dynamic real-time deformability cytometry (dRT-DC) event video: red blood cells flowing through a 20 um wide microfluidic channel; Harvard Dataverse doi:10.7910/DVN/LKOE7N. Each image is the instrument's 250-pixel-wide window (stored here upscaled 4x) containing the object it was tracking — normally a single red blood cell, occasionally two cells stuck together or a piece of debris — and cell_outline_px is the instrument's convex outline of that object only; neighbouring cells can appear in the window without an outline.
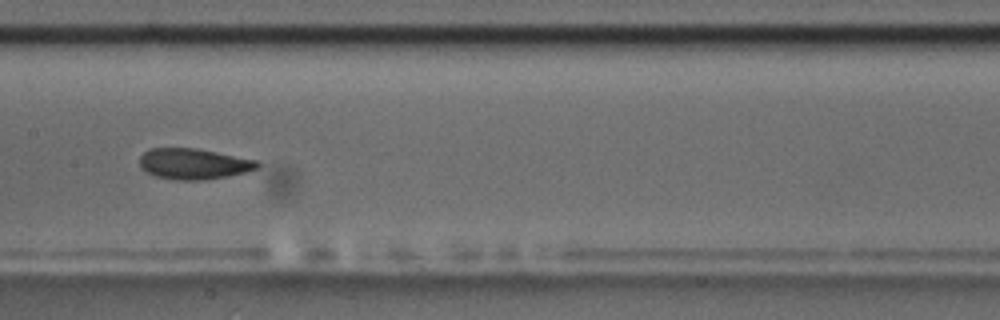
{"species": "common noctule bat (a hibernating species)", "species_latin": "Nyctalus noctula", "temperature_condition": "room temperature", "stored_images_in_passage": 24, "camera_frame_rate_fps": 3000, "um_per_image_px": 0.085, "animal": {"sex": "male", "body_mass_g": 17.5, "forearm_length_mm": 52.3}, "frame": {"image": 1, "passage_image": 14, "time_ms": 4.333, "image_size_px": [1000, 320], "cell_outline_px": [[260, 164], [256, 168], [244, 172], [228, 176], [204, 180], [176, 180], [156, 176], [140, 168], [140, 156], [144, 152], [152, 148], [196, 148], [256, 160]], "centroid_in_image_um": [16.43, 13.93], "position_along_channel_um": 191.0, "area_um2": 20.92}}
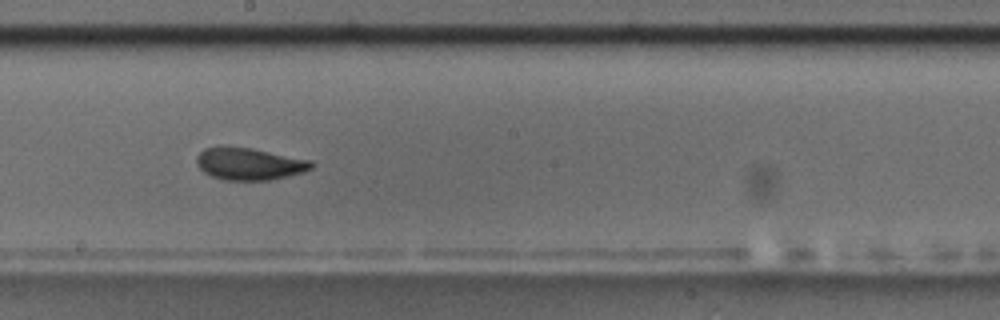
{"frame": {"image": 2, "passage_image": 17, "time_ms": 5.333, "image_size_px": [1000, 320], "cell_outline_px": [[316, 164], [312, 168], [304, 172], [272, 180], [224, 180], [212, 176], [204, 172], [196, 164], [196, 156], [204, 148], [252, 148], [312, 160]], "centroid_in_image_um": [21.25, 13.95], "position_along_channel_um": 227.0, "area_um2": 21.39}}
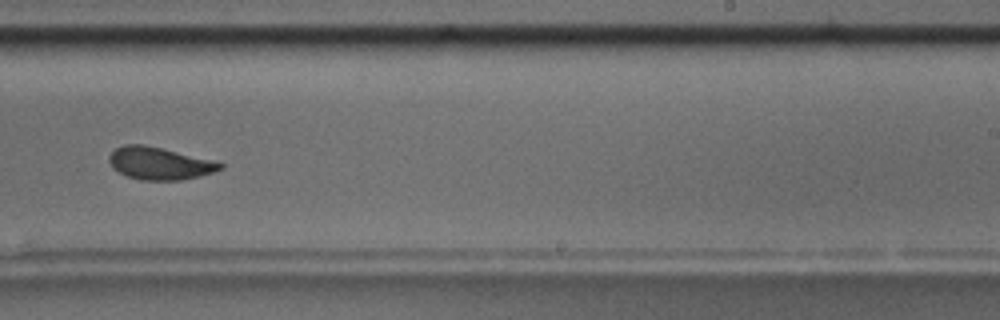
{"frame": {"image": 3, "passage_image": 21, "time_ms": 6.667, "image_size_px": [1000, 320], "cell_outline_px": [[224, 168], [216, 172], [200, 176], [180, 180], [140, 180], [128, 176], [112, 168], [108, 160], [108, 156], [116, 148], [124, 144], [144, 144], [220, 160], [224, 164]], "centroid_in_image_um": [13.65, 13.87], "position_along_channel_um": 275.4, "area_um2": 21.56}}